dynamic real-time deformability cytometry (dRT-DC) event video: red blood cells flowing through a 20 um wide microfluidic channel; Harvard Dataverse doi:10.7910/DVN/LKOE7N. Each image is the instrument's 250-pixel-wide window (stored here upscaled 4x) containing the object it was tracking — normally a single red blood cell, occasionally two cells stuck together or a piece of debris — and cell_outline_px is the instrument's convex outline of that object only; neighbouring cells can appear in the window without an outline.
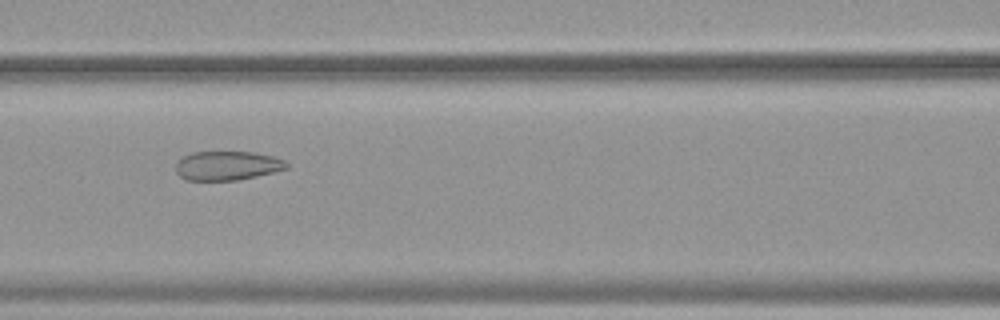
{"species": "common noctule bat (a hibernating species)", "species_latin": "Nyctalus noctula", "temperature_condition": "warm", "stored_images_in_passage": 22, "camera_frame_rate_fps": 3000, "um_per_image_px": 0.085, "animal": {"sex": "female", "body_mass_g": 19.9}, "frame": {"image": 1, "passage_image": 7, "time_ms": 2.0, "image_size_px": [1000, 320], "cell_outline_px": [[288, 168], [256, 176], [236, 180], [184, 180], [176, 172], [176, 164], [184, 156], [192, 152], [252, 152], [272, 156], [284, 160], [288, 164]], "centroid_in_image_um": [19.3, 14.08], "position_along_channel_um": 147.3, "area_um2": 18.61}}
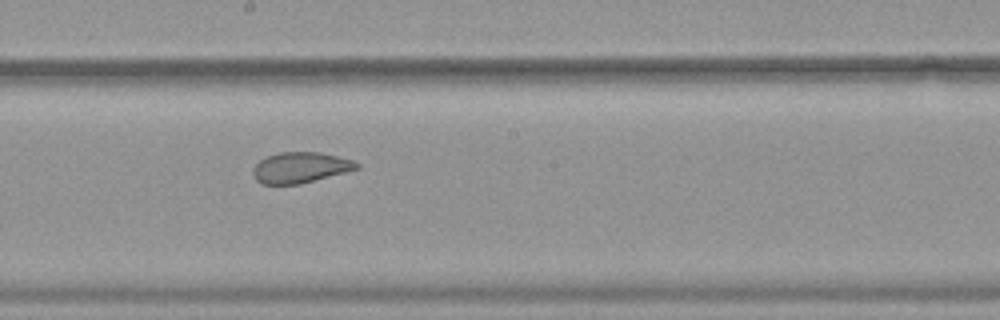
{"frame": {"image": 2, "passage_image": 13, "time_ms": 4.0, "image_size_px": [1000, 320], "cell_outline_px": [[360, 168], [300, 184], [260, 184], [256, 180], [252, 172], [252, 168], [260, 160], [268, 156], [280, 152], [320, 152], [352, 160], [360, 164]], "centroid_in_image_um": [25.51, 14.24], "position_along_channel_um": 222.7, "area_um2": 18.5}}
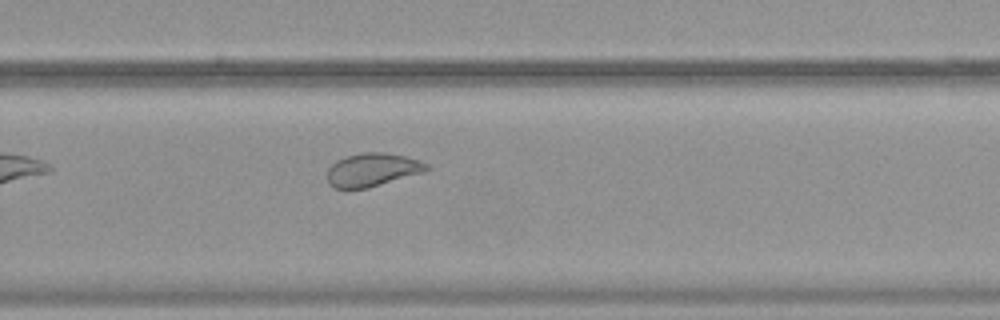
{"frame": {"image": 3, "passage_image": 19, "time_ms": 6.0, "image_size_px": [1000, 320], "cell_outline_px": [[428, 168], [424, 172], [368, 188], [332, 188], [328, 184], [328, 168], [336, 160], [344, 156], [364, 152], [384, 152], [404, 156], [420, 160], [428, 164]], "centroid_in_image_um": [31.63, 14.42], "position_along_channel_um": 298.2, "area_um2": 19.31}}